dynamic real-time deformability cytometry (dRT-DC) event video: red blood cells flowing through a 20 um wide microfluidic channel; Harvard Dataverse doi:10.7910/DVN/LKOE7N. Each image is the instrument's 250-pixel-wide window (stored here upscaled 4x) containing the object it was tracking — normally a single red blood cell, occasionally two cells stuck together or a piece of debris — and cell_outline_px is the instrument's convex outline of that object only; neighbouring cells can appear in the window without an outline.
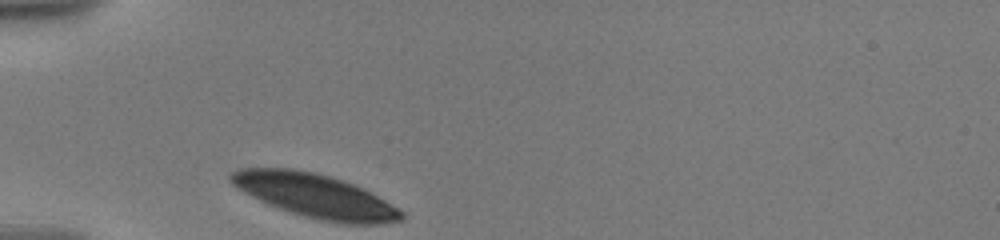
{"species": "human", "species_latin": "Homo sapiens", "temperature_condition": "warm", "stored_images_in_passage": 13, "camera_frame_rate_fps": 3000, "um_per_image_px": 0.085, "donor": {"sex": "male"}, "frame": {"image": 1, "passage_image": 1, "time_ms": 0.0, "image_size_px": [1000, 240], "cell_outline_px": [[404, 220], [384, 224], [340, 224], [320, 220], [304, 216], [268, 204], [244, 192], [232, 184], [228, 180], [228, 176], [232, 172], [240, 168], [292, 168], [332, 176], [364, 188], [404, 212]], "centroid_in_image_um": [26.81, 16.65], "position_along_channel_um": 58.2, "area_um2": 43.52}}
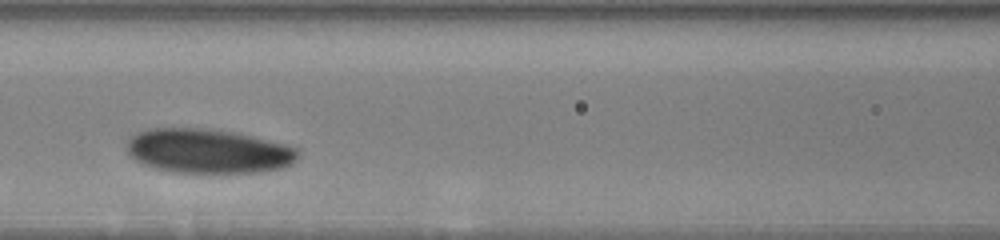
{"frame": {"image": 2, "passage_image": 6, "time_ms": 3.0, "image_size_px": [1000, 240], "cell_outline_px": [[300, 156], [292, 164], [284, 168], [260, 172], [220, 176], [200, 176], [152, 168], [140, 164], [128, 152], [128, 140], [136, 132], [148, 128], [200, 128], [232, 132], [252, 136], [284, 144], [296, 148], [300, 152]], "centroid_in_image_um": [17.72, 12.91], "position_along_channel_um": 148.9, "area_um2": 45.78}}
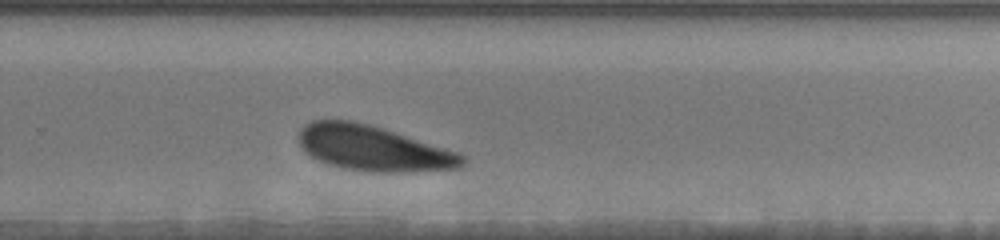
{"frame": {"image": 3, "passage_image": 13, "time_ms": 7.333, "image_size_px": [1000, 240], "cell_outline_px": [[468, 160], [460, 168], [412, 172], [372, 172], [344, 168], [328, 164], [304, 152], [300, 144], [300, 132], [304, 124], [312, 120], [352, 120], [384, 128], [460, 152]], "centroid_in_image_um": [31.79, 12.61], "position_along_channel_um": 298.0, "area_um2": 43.41}}